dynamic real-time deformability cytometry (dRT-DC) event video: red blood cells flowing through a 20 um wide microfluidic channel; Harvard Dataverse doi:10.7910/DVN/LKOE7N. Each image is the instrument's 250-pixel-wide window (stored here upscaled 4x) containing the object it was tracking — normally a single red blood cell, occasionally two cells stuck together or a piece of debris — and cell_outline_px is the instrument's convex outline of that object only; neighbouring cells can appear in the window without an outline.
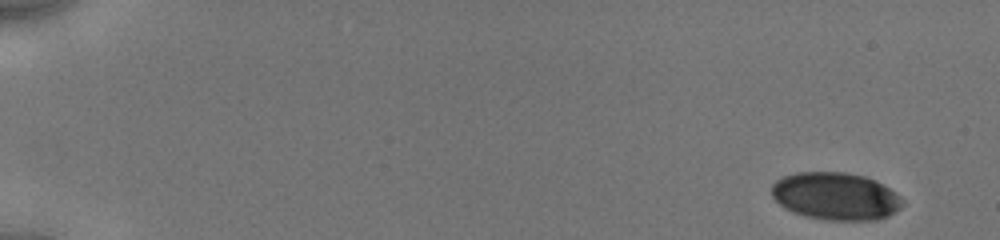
{"species": "human", "species_latin": "Homo sapiens", "temperature_condition": "cold", "stored_images_in_passage": 28, "camera_frame_rate_fps": 3000, "um_per_image_px": 0.085, "donor": {"sex": "male"}, "frame": {"image": 1, "passage_image": 1, "time_ms": 0.0, "image_size_px": [1000, 240], "cell_outline_px": [[904, 204], [900, 208], [888, 216], [876, 220], [824, 220], [804, 216], [792, 212], [784, 208], [772, 196], [772, 184], [776, 180], [784, 176], [796, 172], [844, 172], [864, 176], [876, 180], [884, 184], [896, 192], [904, 200]], "centroid_in_image_um": [71.05, 16.68], "position_along_channel_um": 14.0, "area_um2": 36.59}}
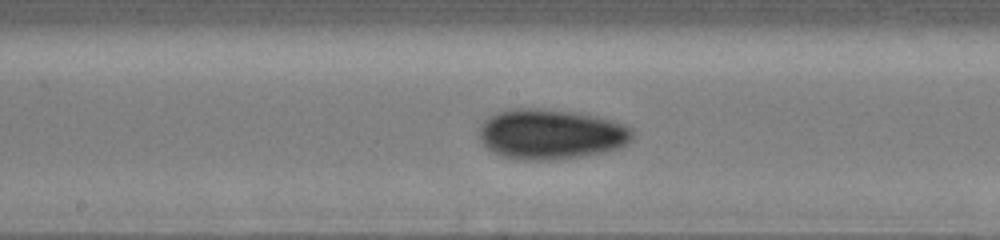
{"frame": {"image": 2, "passage_image": 13, "time_ms": 9.0, "image_size_px": [1000, 240], "cell_outline_px": [[636, 132], [632, 140], [628, 144], [620, 148], [604, 152], [580, 156], [548, 160], [520, 160], [500, 156], [492, 152], [480, 140], [480, 124], [488, 116], [496, 112], [516, 108], [540, 108], [576, 112], [596, 116], [612, 120], [624, 124], [632, 128]], "centroid_in_image_um": [46.85, 11.4], "position_along_channel_um": 201.4, "area_um2": 45.32}}
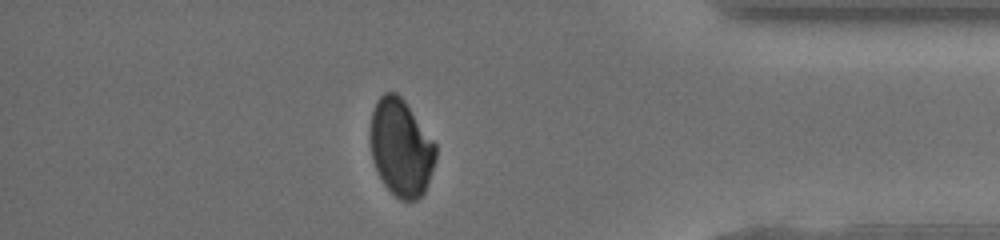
{"frame": {"image": 3, "passage_image": 24, "time_ms": 14.667, "image_size_px": [1000, 240], "cell_outline_px": [[436, 160], [424, 192], [416, 200], [400, 200], [384, 184], [372, 160], [368, 136], [368, 132], [372, 112], [376, 100], [384, 92], [396, 92], [404, 100], [436, 144]], "centroid_in_image_um": [34.05, 12.53], "position_along_channel_um": 401.1, "area_um2": 37.22}, "authors_computed_cell_mechanics": {"area_um2": 40.8357, "velocity_mm_per_s": 3.9373, "shape_relaxation_time_tau1_ms": 6.3435, "shape_relaxation_time_tau2_ms": 3.4176, "deformation_change_tau1": 0.0973, "deformation_change_tau2": 0.0552}}